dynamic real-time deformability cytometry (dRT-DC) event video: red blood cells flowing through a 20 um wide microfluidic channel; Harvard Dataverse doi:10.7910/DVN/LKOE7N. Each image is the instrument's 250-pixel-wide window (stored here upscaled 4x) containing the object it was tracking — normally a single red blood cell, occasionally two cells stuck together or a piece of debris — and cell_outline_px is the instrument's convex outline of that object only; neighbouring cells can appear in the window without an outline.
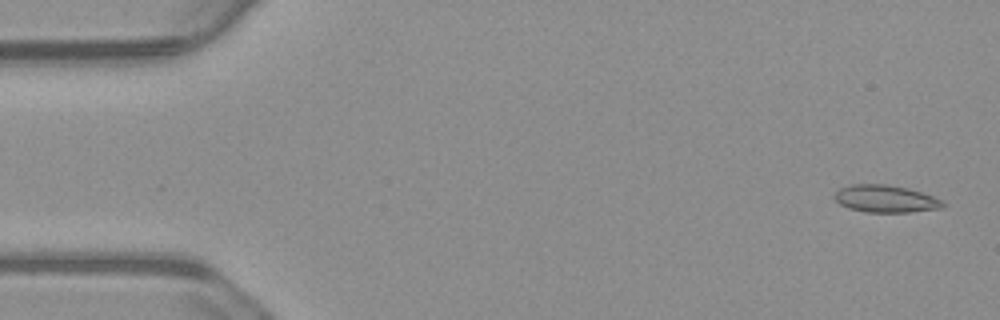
{"species": "common noctule bat (a hibernating species)", "species_latin": "Nyctalus noctula", "temperature_condition": "warm", "stored_images_in_passage": 11, "camera_frame_rate_fps": 3000, "um_per_image_px": 0.085, "animal": {"sex": "male", "body_mass_g": 23.1, "forearm_length_mm": 52.7}, "frame": {"image": 1, "passage_image": 1, "time_ms": 0.0, "image_size_px": [1000, 320], "cell_outline_px": [[948, 204], [940, 208], [908, 212], [864, 212], [848, 208], [840, 204], [832, 196], [840, 188], [852, 184], [888, 184], [908, 188], [932, 196]], "centroid_in_image_um": [75.24, 16.89], "position_along_channel_um": 9.8, "area_um2": 17.22}}